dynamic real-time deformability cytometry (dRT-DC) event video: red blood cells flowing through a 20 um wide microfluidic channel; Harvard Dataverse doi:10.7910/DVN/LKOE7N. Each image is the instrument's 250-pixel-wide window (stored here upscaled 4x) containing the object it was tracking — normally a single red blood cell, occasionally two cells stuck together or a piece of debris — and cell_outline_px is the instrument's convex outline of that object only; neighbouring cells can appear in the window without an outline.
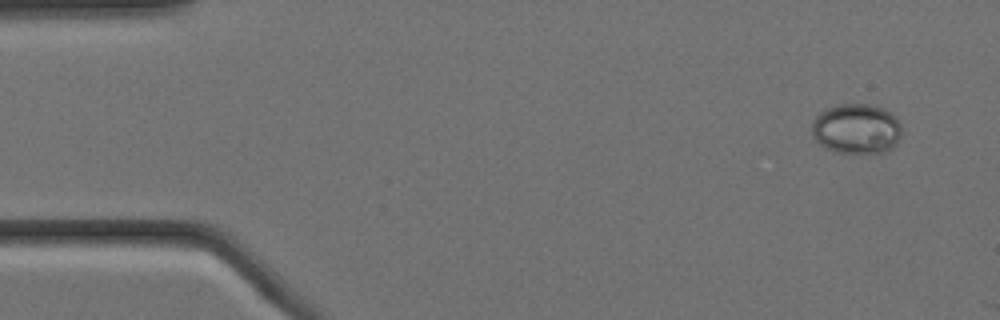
{"species": "Egyptian fruit bat (a non-hibernating species)", "species_latin": "Rousettus aegyptiacus", "temperature_condition": "cold", "stored_images_in_passage": 4, "camera_frame_rate_fps": 3000, "um_per_image_px": 0.085, "animal": {"sex": "female"}, "frame": {"image": 1, "passage_image": 1, "time_ms": 0.0, "image_size_px": [1000, 320], "cell_outline_px": [[900, 136], [896, 144], [892, 148], [884, 152], [860, 156], [836, 152], [824, 148], [812, 136], [812, 124], [816, 116], [820, 112], [828, 108], [840, 104], [864, 104], [884, 108], [892, 112], [896, 116], [900, 124]], "centroid_in_image_um": [72.81, 10.99], "position_along_channel_um": 12.2, "area_um2": 26.88}}